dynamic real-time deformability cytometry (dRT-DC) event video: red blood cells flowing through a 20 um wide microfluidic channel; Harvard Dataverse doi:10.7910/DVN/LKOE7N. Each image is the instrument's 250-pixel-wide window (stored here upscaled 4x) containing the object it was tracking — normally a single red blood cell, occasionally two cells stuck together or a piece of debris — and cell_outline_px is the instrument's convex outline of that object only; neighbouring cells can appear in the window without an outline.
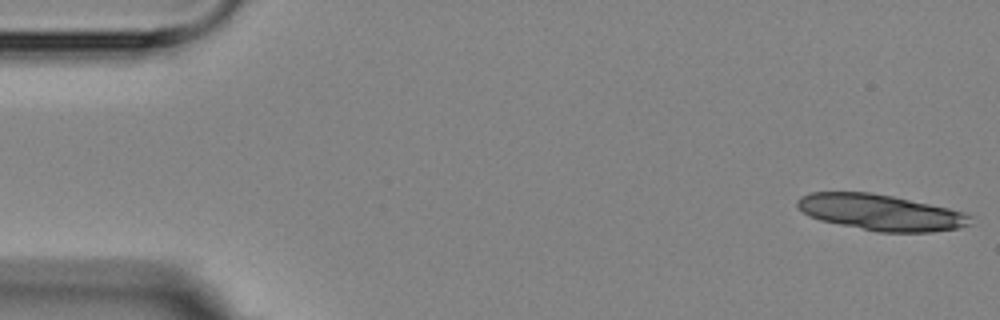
{"species": "Egyptian fruit bat (a non-hibernating species)", "species_latin": "Rousettus aegyptiacus", "temperature_condition": "room temperature", "stored_images_in_passage": 4, "camera_frame_rate_fps": 3000, "um_per_image_px": 0.085, "animal": {"sex": "female"}, "frame": {"image": 1, "passage_image": 1, "time_ms": 0.0, "image_size_px": [1000, 320], "cell_outline_px": [[972, 216], [968, 224], [956, 228], [932, 232], [880, 232], [820, 220], [808, 216], [796, 204], [796, 200], [800, 196], [812, 192], [868, 192], [892, 196], [948, 208], [964, 212]], "centroid_in_image_um": [74.83, 18.05], "position_along_channel_um": 10.2, "area_um2": 35.84}}